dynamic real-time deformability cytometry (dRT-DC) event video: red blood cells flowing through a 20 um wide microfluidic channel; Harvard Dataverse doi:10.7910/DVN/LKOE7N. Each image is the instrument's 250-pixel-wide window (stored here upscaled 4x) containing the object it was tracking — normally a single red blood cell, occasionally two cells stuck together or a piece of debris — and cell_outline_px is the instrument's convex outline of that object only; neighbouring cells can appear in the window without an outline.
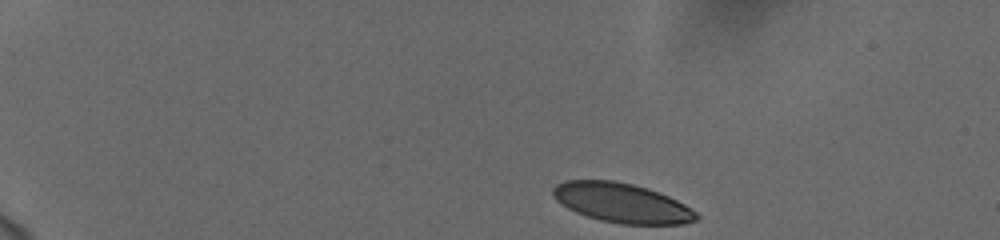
{"species": "human", "species_latin": "Homo sapiens", "temperature_condition": "cold", "stored_images_in_passage": 47, "camera_frame_rate_fps": 3000, "um_per_image_px": 0.085, "donor": {"sex": "female"}, "frame": {"image": 1, "passage_image": 1, "time_ms": 0.0, "image_size_px": [1000, 240], "cell_outline_px": [[700, 216], [696, 220], [684, 224], [620, 224], [600, 220], [576, 212], [568, 208], [556, 200], [552, 196], [552, 188], [556, 184], [564, 180], [612, 180], [632, 184], [648, 188], [668, 196], [684, 204], [696, 212]], "centroid_in_image_um": [52.84, 17.24], "position_along_channel_um": 32.2, "area_um2": 33.0}}
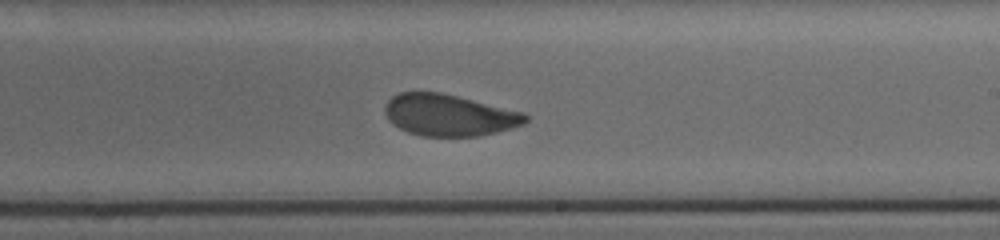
{"frame": {"image": 2, "passage_image": 27, "time_ms": 8.667, "image_size_px": [1000, 240], "cell_outline_px": [[528, 120], [524, 124], [512, 128], [496, 132], [476, 136], [424, 136], [408, 132], [392, 124], [388, 120], [384, 112], [384, 108], [388, 100], [392, 96], [400, 92], [440, 92], [524, 112], [528, 116]], "centroid_in_image_um": [38.16, 9.78], "position_along_channel_um": 250.8, "area_um2": 34.04}}
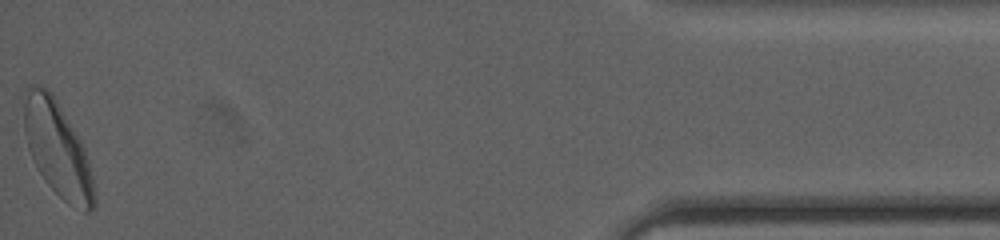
{"frame": {"image": 3, "passage_image": 47, "time_ms": 15.333, "image_size_px": [1000, 240], "cell_outline_px": [[96, 208], [88, 212], [84, 212], [68, 204], [44, 180], [28, 148], [24, 132], [24, 88], [28, 84], [32, 84], [44, 88], [52, 92], [80, 140], [84, 148], [88, 160], [92, 176], [96, 196]], "centroid_in_image_um": [4.89, 12.67], "position_along_channel_um": 430.3, "area_um2": 38.73}, "authors_computed_cell_mechanics": {"area_um2": 35.0846, "velocity_mm_per_s": 3.7258, "shape_relaxation_time_tau1_ms": 3.9599, "shape_relaxation_time_tau2_ms": 1.0963, "deformation_change_tau1": 0.1325, "deformation_change_tau2": 0.0555}}